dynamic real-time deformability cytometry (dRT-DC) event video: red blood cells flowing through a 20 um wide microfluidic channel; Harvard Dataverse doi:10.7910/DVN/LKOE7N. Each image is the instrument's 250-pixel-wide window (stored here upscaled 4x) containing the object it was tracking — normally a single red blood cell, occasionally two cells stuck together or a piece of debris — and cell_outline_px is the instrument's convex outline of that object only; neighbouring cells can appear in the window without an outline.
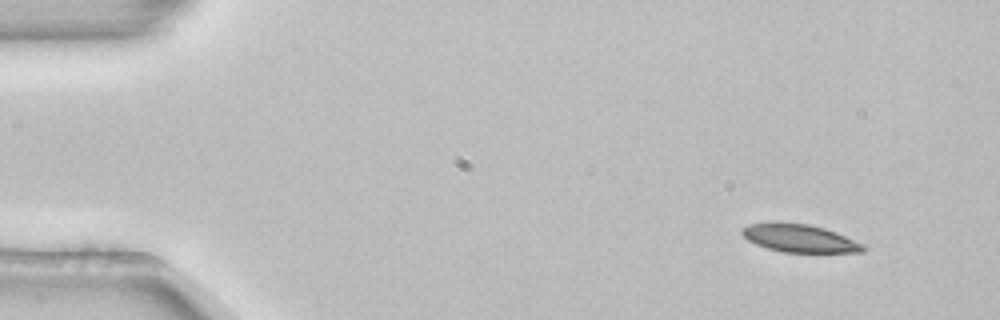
{"species": "common noctule bat (a hibernating species)", "species_latin": "Nyctalus noctula", "temperature_condition": "room temperature", "stored_images_in_passage": 4, "camera_frame_rate_fps": 3000, "um_per_image_px": 0.085, "animal": {"sex": "female", "body_mass_g": 22.7, "forearm_length_mm": 54.2}, "frame": {"image": 1, "passage_image": 1, "time_ms": 0.0, "image_size_px": [1000, 320], "cell_outline_px": [[868, 248], [864, 252], [784, 252], [768, 248], [756, 244], [748, 240], [740, 232], [740, 228], [748, 224], [768, 220], [776, 220], [808, 224], [824, 228], [836, 232], [864, 244]], "centroid_in_image_um": [67.91, 20.21], "position_along_channel_um": 17.1, "area_um2": 20.23}}
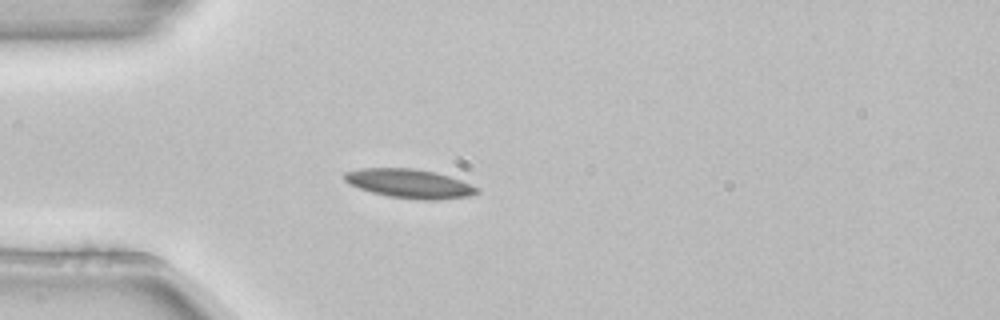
{"frame": {"image": 2, "passage_image": 4, "time_ms": 1.0, "image_size_px": [1000, 320], "cell_outline_px": [[480, 192], [468, 196], [436, 200], [424, 200], [388, 196], [372, 192], [348, 184], [344, 180], [344, 172], [360, 168], [412, 168], [436, 172], [460, 180], [480, 188]], "centroid_in_image_um": [34.8, 15.6], "position_along_channel_um": 50.2, "area_um2": 22.37}}